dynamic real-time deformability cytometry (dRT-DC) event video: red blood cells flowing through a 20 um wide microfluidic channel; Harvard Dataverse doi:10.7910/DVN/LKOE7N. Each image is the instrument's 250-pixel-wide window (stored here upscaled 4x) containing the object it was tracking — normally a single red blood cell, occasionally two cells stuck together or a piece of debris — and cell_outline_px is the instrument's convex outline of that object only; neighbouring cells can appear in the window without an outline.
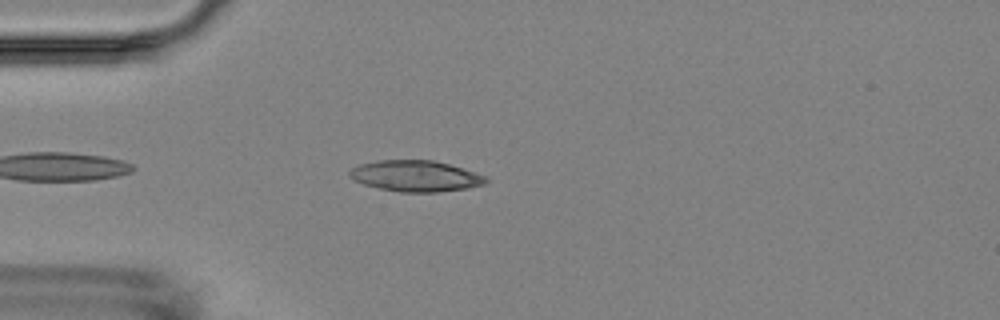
{"species": "Egyptian fruit bat (a non-hibernating species)", "species_latin": "Rousettus aegyptiacus", "temperature_condition": "room temperature", "stored_images_in_passage": 5, "camera_frame_rate_fps": 3000, "um_per_image_px": 0.085, "animal": {"sex": "female"}, "frame": {"image": 1, "passage_image": 4, "time_ms": 3.667, "image_size_px": [1000, 320], "cell_outline_px": [[488, 180], [484, 184], [468, 188], [440, 192], [400, 192], [380, 188], [364, 184], [352, 180], [348, 176], [348, 172], [352, 168], [360, 164], [380, 160], [432, 160], [448, 164], [488, 176]], "centroid_in_image_um": [35.32, 14.96], "position_along_channel_um": 49.7, "area_um2": 24.68}}